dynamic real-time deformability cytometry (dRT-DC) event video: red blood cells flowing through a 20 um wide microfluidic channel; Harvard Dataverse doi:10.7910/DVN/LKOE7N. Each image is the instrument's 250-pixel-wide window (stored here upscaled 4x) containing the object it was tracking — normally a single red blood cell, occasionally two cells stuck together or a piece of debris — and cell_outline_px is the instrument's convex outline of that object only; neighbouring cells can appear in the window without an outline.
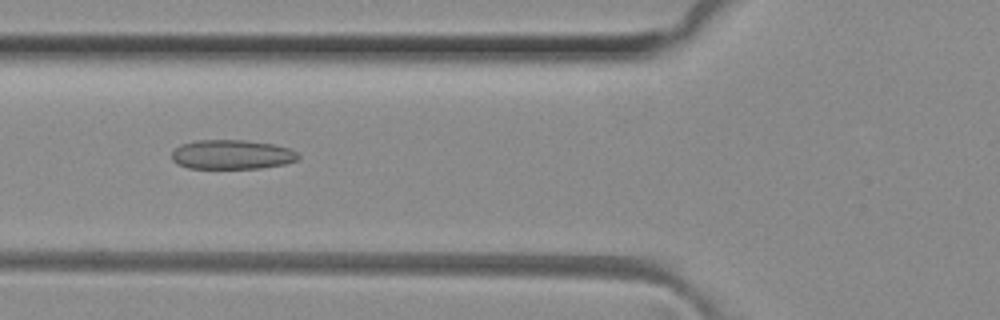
{"species": "common noctule bat (a hibernating species)", "species_latin": "Nyctalus noctula", "temperature_condition": "room temperature", "stored_images_in_passage": 29, "camera_frame_rate_fps": 3000, "um_per_image_px": 0.085, "animal": {"sex": "female", "body_mass_g": 29.2, "forearm_length_mm": 56.3}, "frame": {"image": 1, "passage_image": 5, "time_ms": 1.333, "image_size_px": [1000, 320], "cell_outline_px": [[300, 156], [296, 160], [284, 164], [260, 168], [188, 168], [176, 164], [172, 160], [172, 152], [180, 144], [196, 140], [244, 140], [272, 144], [288, 148], [296, 152]], "centroid_in_image_um": [19.67, 13.13], "position_along_channel_um": 106.1, "area_um2": 21.62}}
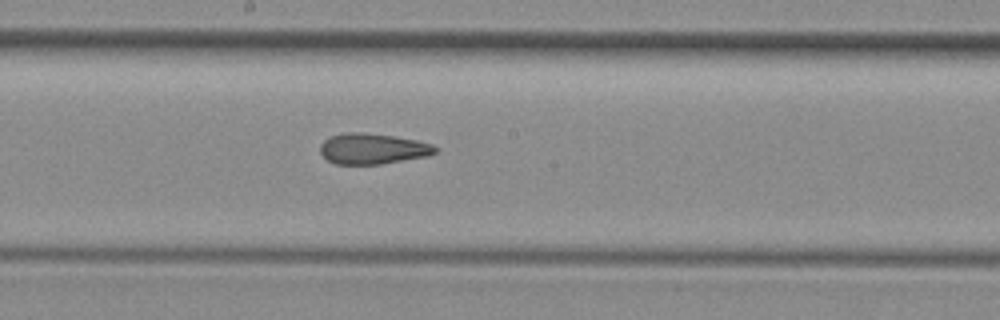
{"frame": {"image": 2, "passage_image": 13, "time_ms": 4.0, "image_size_px": [1000, 320], "cell_outline_px": [[440, 148], [436, 152], [428, 156], [380, 164], [336, 164], [328, 160], [320, 152], [320, 144], [328, 136], [344, 132], [360, 132], [392, 136], [416, 140], [432, 144]], "centroid_in_image_um": [31.67, 12.63], "position_along_channel_um": 216.5, "area_um2": 20.63}}
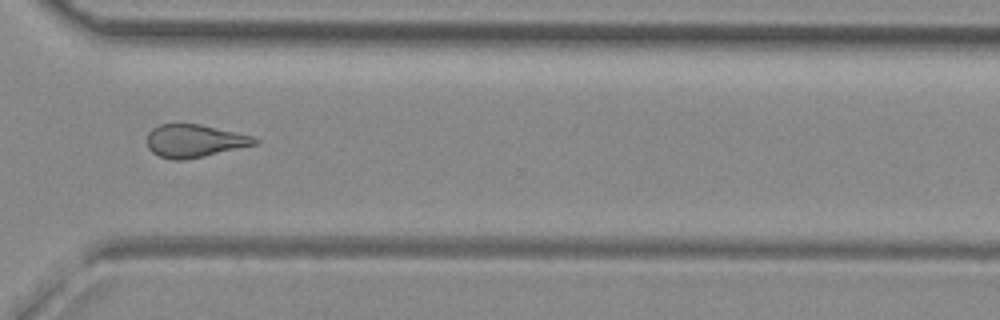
{"frame": {"image": 3, "passage_image": 23, "time_ms": 7.333, "image_size_px": [1000, 320], "cell_outline_px": [[260, 140], [256, 144], [204, 156], [184, 160], [172, 160], [160, 156], [152, 152], [148, 148], [148, 132], [152, 128], [160, 124], [200, 124], [252, 136]], "centroid_in_image_um": [16.51, 11.97], "position_along_channel_um": 354.1, "area_um2": 20.4}, "authors_computed_cell_mechanics": {"area_um2": 20.808, "velocity_mm_per_s": 4.1443, "shape_relaxation_time_tau1_ms": null, "shape_relaxation_time_tau2_ms": 2.9706, "deformation_change_tau1": null, "deformation_change_tau2": 0.1281}}